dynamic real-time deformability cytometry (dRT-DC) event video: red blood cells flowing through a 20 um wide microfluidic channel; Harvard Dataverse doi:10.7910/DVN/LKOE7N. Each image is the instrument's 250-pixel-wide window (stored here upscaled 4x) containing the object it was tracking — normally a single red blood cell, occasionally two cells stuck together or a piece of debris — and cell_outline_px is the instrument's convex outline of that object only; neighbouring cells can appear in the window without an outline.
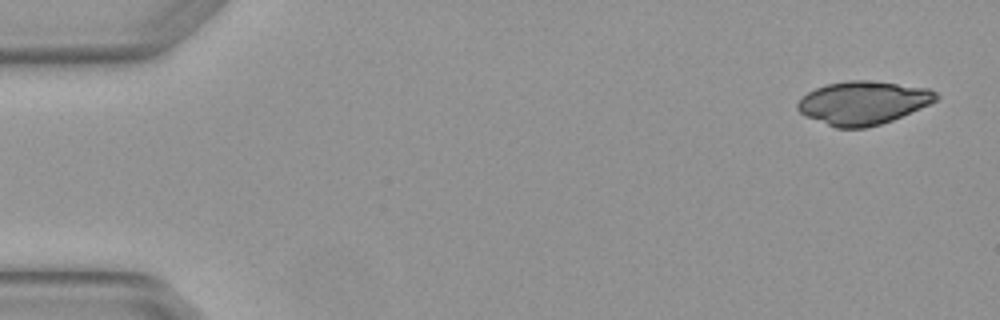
{"species": "Egyptian fruit bat (a non-hibernating species)", "species_latin": "Rousettus aegyptiacus", "temperature_condition": "warm", "stored_images_in_passage": 5, "camera_frame_rate_fps": 3000, "um_per_image_px": 0.085, "animal": {"sex": "female"}, "frame": {"image": 1, "passage_image": 1, "time_ms": 0.0, "image_size_px": [1000, 320], "cell_outline_px": [[940, 96], [936, 100], [920, 108], [892, 120], [880, 124], [864, 128], [836, 128], [804, 116], [796, 108], [796, 104], [808, 92], [816, 88], [828, 84], [848, 80], [868, 80], [928, 88], [936, 92]], "centroid_in_image_um": [73.34, 8.74], "position_along_channel_um": 11.7, "area_um2": 34.74}}